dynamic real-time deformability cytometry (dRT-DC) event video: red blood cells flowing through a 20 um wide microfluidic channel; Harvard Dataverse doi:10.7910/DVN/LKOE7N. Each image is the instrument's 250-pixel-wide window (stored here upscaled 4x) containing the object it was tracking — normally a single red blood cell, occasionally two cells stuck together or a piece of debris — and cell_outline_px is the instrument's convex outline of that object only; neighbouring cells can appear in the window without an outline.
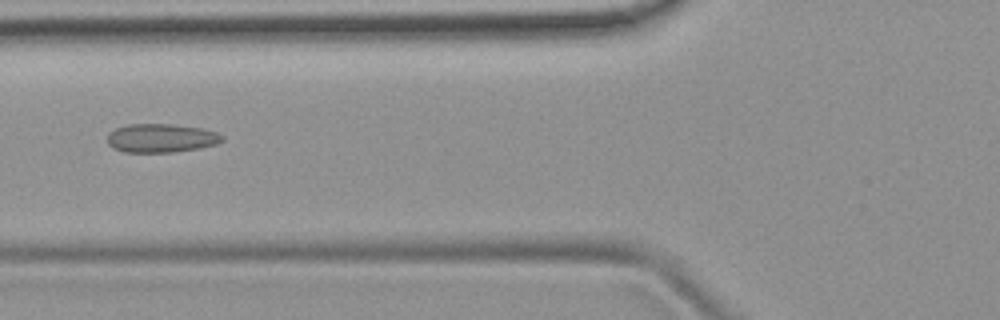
{"species": "common noctule bat (a hibernating species)", "species_latin": "Nyctalus noctula", "temperature_condition": "room temperature", "stored_images_in_passage": 42, "camera_frame_rate_fps": 3000, "um_per_image_px": 0.085, "animal": {"sex": "female", "body_mass_g": 19.9}, "frame": {"image": 1, "passage_image": 13, "time_ms": 4.0, "image_size_px": [1000, 320], "cell_outline_px": [[224, 140], [216, 144], [196, 148], [172, 152], [124, 152], [112, 148], [108, 144], [108, 132], [116, 128], [128, 124], [172, 124], [200, 128], [216, 132], [224, 136]], "centroid_in_image_um": [13.66, 11.73], "position_along_channel_um": 112.1, "area_um2": 19.13}}
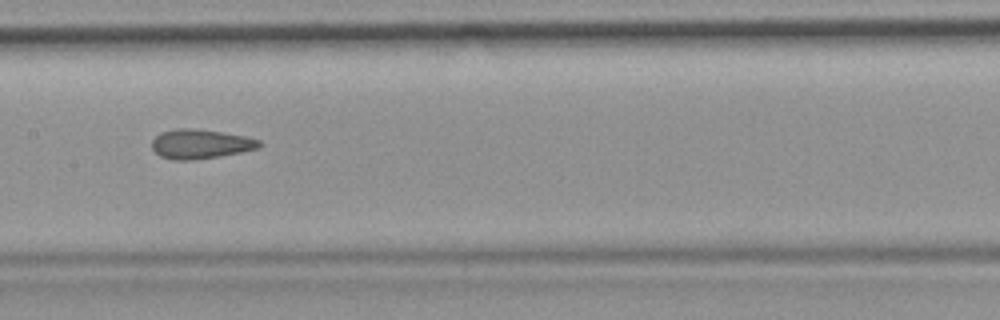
{"frame": {"image": 2, "passage_image": 19, "time_ms": 6.0, "image_size_px": [1000, 320], "cell_outline_px": [[260, 148], [220, 156], [196, 160], [172, 160], [160, 156], [152, 148], [152, 140], [160, 132], [176, 128], [188, 128], [224, 132], [244, 136], [260, 140]], "centroid_in_image_um": [17.02, 12.24], "position_along_channel_um": 190.4, "area_um2": 18.44}}
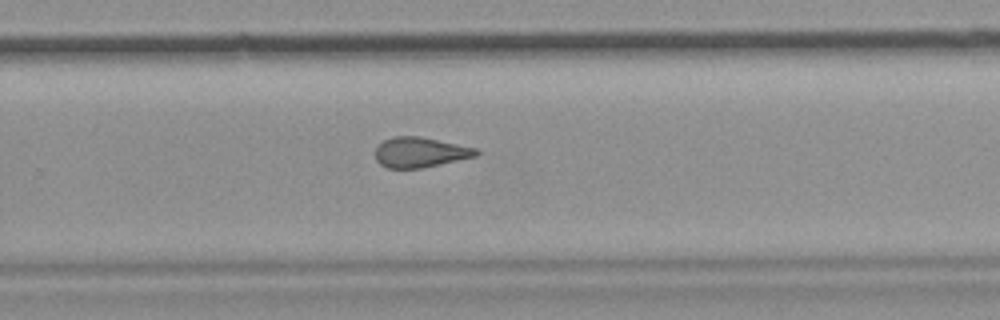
{"frame": {"image": 3, "passage_image": 27, "time_ms": 8.667, "image_size_px": [1000, 320], "cell_outline_px": [[480, 152], [476, 156], [420, 168], [388, 168], [380, 164], [376, 160], [376, 148], [384, 140], [392, 136], [420, 136], [476, 148]], "centroid_in_image_um": [35.69, 12.94], "position_along_channel_um": 294.1, "area_um2": 17.51}, "authors_computed_cell_mechanics": {"area_um2": 18.496, "velocity_mm_per_s": 3.9212, "shape_relaxation_time_tau1_ms": null, "shape_relaxation_time_tau2_ms": 1.7972, "deformation_change_tau1": null, "deformation_change_tau2": 0.1069}}